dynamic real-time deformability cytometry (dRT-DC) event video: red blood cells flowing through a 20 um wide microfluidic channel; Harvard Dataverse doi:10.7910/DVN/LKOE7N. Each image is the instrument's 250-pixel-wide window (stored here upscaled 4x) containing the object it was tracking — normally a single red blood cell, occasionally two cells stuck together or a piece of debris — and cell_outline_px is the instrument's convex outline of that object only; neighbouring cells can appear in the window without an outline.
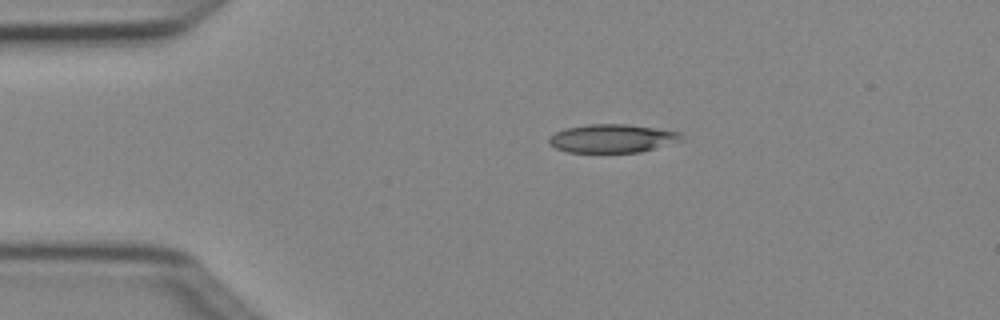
{"species": "Egyptian fruit bat (a non-hibernating species)", "species_latin": "Rousettus aegyptiacus", "temperature_condition": "cold", "stored_images_in_passage": 2, "camera_frame_rate_fps": 3000, "um_per_image_px": 0.085, "animal": {"sex": "female"}, "frame": {"image": 1, "passage_image": 1, "time_ms": 0.0, "image_size_px": [1000, 320], "cell_outline_px": [[684, 136], [680, 140], [640, 152], [568, 152], [556, 148], [548, 140], [548, 136], [564, 128], [588, 124], [628, 124], [680, 132]], "centroid_in_image_um": [52.0, 11.75], "position_along_channel_um": 33.0, "area_um2": 21.68}}